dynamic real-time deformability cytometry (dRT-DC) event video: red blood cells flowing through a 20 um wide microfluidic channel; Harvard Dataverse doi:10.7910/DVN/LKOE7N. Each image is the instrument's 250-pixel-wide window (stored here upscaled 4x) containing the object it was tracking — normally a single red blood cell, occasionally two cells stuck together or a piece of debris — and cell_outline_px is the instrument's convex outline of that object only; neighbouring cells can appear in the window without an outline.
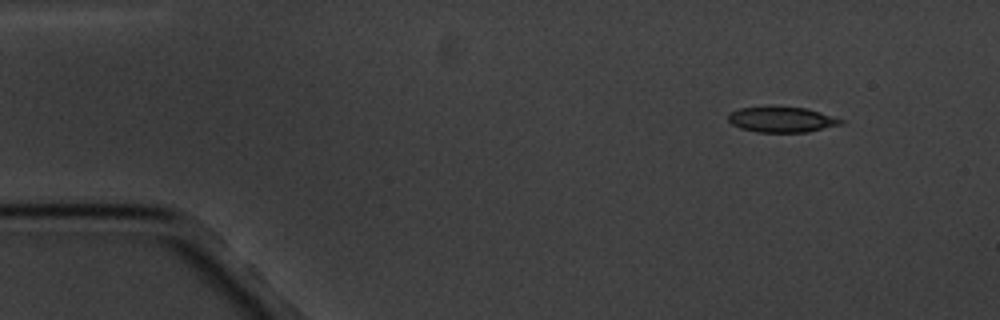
{"species": "common noctule bat (a hibernating species)", "species_latin": "Nyctalus noctula", "temperature_condition": "cold", "stored_images_in_passage": 5, "camera_frame_rate_fps": 3000, "um_per_image_px": 0.085, "animal": {"sex": "male", "body_mass_g": 20.1, "forearm_length_mm": 53.5}, "frame": {"image": 1, "passage_image": 1, "time_ms": 0.0, "image_size_px": [1000, 320], "cell_outline_px": [[844, 124], [808, 132], [756, 132], [740, 128], [732, 124], [728, 120], [728, 112], [740, 108], [768, 104], [804, 108], [820, 112], [844, 120]], "centroid_in_image_um": [66.4, 10.13], "position_along_channel_um": 18.6, "area_um2": 17.34}}
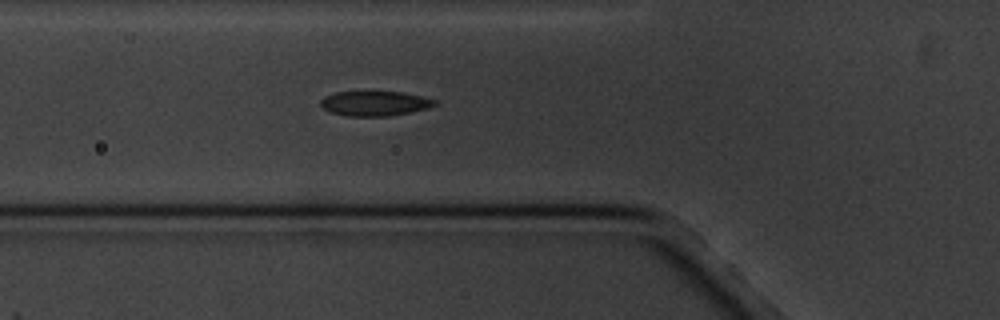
{"frame": {"image": 2, "passage_image": 5, "time_ms": 4.667, "image_size_px": [1000, 320], "cell_outline_px": [[440, 104], [428, 108], [388, 116], [348, 116], [332, 112], [324, 108], [320, 104], [320, 100], [324, 96], [336, 92], [404, 92], [440, 100]], "centroid_in_image_um": [31.92, 8.78], "position_along_channel_um": 93.9, "area_um2": 16.53}}